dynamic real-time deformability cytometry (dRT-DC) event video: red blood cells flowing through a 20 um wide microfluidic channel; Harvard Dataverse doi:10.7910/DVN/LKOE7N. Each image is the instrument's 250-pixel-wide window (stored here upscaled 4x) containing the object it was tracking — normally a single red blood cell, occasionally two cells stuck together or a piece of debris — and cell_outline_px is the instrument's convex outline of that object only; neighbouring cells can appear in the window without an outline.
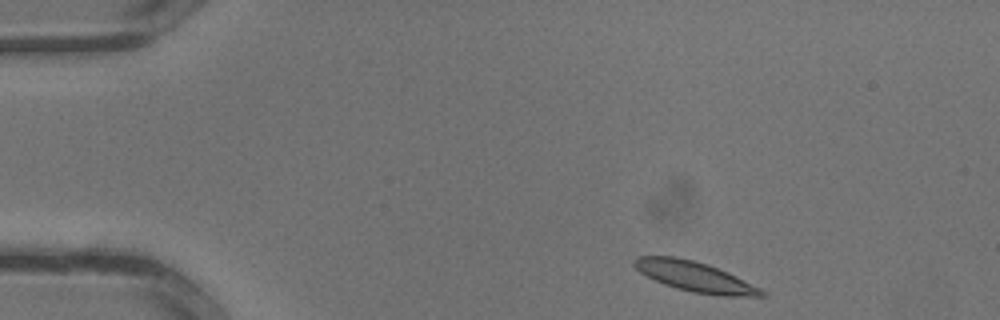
{"species": "common noctule bat (a hibernating species)", "species_latin": "Nyctalus noctula", "temperature_condition": "warm", "stored_images_in_passage": 29, "camera_frame_rate_fps": 3000, "um_per_image_px": 0.085, "animal": {"sex": "male", "body_mass_g": 13.3}, "frame": {"image": 1, "passage_image": 1, "time_ms": 0.0, "image_size_px": [1000, 320], "cell_outline_px": [[768, 296], [720, 296], [692, 292], [676, 288], [664, 284], [640, 272], [632, 264], [632, 260], [636, 256], [676, 256], [708, 264], [728, 272], [768, 292]], "centroid_in_image_um": [59.08, 23.51], "position_along_channel_um": 25.9, "area_um2": 22.37}}
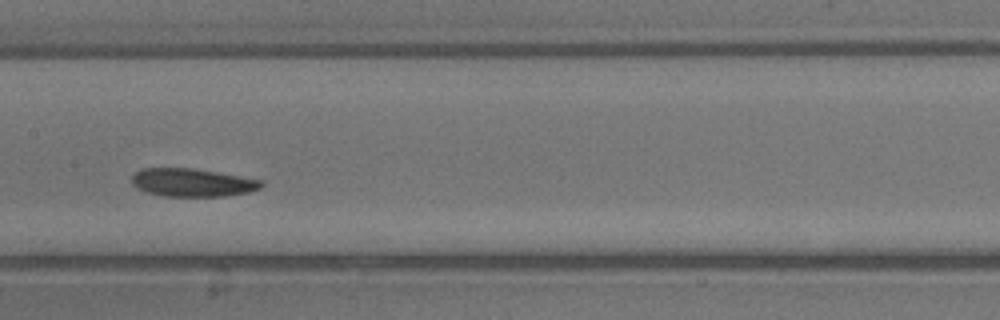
{"frame": {"image": 2, "passage_image": 13, "time_ms": 4.0, "image_size_px": [1000, 320], "cell_outline_px": [[264, 184], [260, 188], [248, 192], [224, 196], [164, 196], [148, 192], [136, 188], [132, 184], [132, 176], [136, 172], [144, 168], [192, 168], [264, 180]], "centroid_in_image_um": [16.36, 15.51], "position_along_channel_um": 191.0, "area_um2": 21.1}}
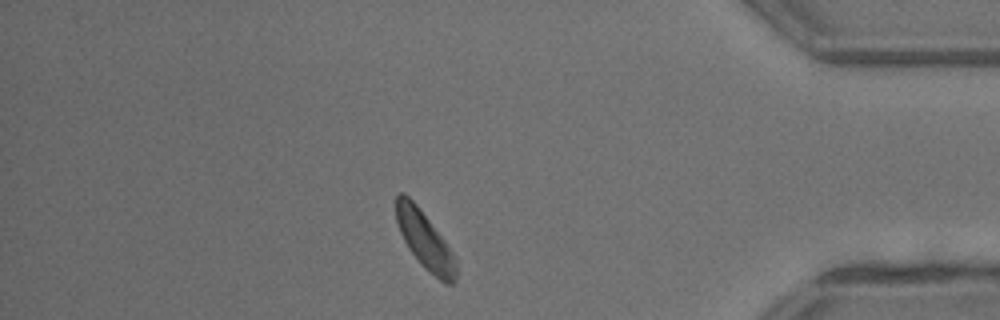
{"frame": {"image": 3, "passage_image": 25, "time_ms": 8.0, "image_size_px": [1000, 320], "cell_outline_px": [[456, 280], [452, 284], [444, 284], [428, 272], [424, 268], [408, 248], [400, 232], [396, 220], [396, 196], [400, 192], [404, 192], [416, 204], [444, 240], [452, 252], [456, 260]], "centroid_in_image_um": [36.11, 20.46], "position_along_channel_um": 399.1, "area_um2": 19.88}}